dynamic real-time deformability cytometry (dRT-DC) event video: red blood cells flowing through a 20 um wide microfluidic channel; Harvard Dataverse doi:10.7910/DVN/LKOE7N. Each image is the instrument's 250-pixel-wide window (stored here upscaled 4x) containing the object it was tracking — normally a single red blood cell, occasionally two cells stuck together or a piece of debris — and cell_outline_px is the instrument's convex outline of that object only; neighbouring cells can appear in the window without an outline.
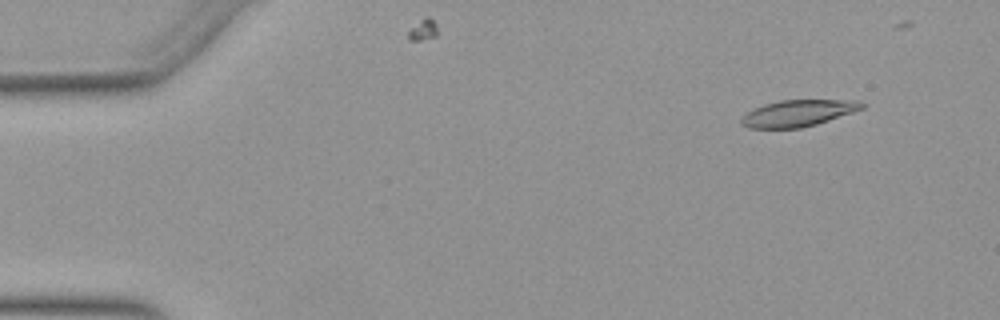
{"species": "Egyptian fruit bat (a non-hibernating species)", "species_latin": "Rousettus aegyptiacus", "temperature_condition": "warm", "stored_images_in_passage": 10, "camera_frame_rate_fps": 3000, "um_per_image_px": 0.085, "animal": {"sex": "female"}, "frame": {"image": 1, "passage_image": 5, "time_ms": 1.333, "image_size_px": [1000, 320], "cell_outline_px": [[868, 104], [864, 108], [816, 124], [800, 128], [748, 128], [740, 124], [740, 120], [752, 108], [764, 104], [780, 100], [860, 100]], "centroid_in_image_um": [67.84, 9.61], "position_along_channel_um": 17.2, "area_um2": 18.67}}